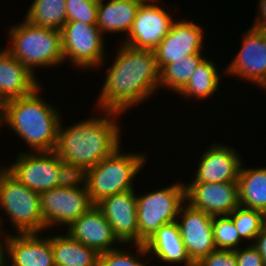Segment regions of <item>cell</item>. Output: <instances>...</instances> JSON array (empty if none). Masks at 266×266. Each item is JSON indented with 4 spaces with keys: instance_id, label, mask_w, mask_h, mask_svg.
<instances>
[{
    "instance_id": "44dd1931",
    "label": "cell",
    "mask_w": 266,
    "mask_h": 266,
    "mask_svg": "<svg viewBox=\"0 0 266 266\" xmlns=\"http://www.w3.org/2000/svg\"><path fill=\"white\" fill-rule=\"evenodd\" d=\"M144 246L150 256L162 263L195 266L187 255L176 221L163 225Z\"/></svg>"
},
{
    "instance_id": "83f0119b",
    "label": "cell",
    "mask_w": 266,
    "mask_h": 266,
    "mask_svg": "<svg viewBox=\"0 0 266 266\" xmlns=\"http://www.w3.org/2000/svg\"><path fill=\"white\" fill-rule=\"evenodd\" d=\"M243 240H252L260 233L266 224V214L262 211L238 206L229 214Z\"/></svg>"
},
{
    "instance_id": "9a60e30c",
    "label": "cell",
    "mask_w": 266,
    "mask_h": 266,
    "mask_svg": "<svg viewBox=\"0 0 266 266\" xmlns=\"http://www.w3.org/2000/svg\"><path fill=\"white\" fill-rule=\"evenodd\" d=\"M134 189L106 197L97 203L123 244H138L137 194Z\"/></svg>"
},
{
    "instance_id": "603a6c76",
    "label": "cell",
    "mask_w": 266,
    "mask_h": 266,
    "mask_svg": "<svg viewBox=\"0 0 266 266\" xmlns=\"http://www.w3.org/2000/svg\"><path fill=\"white\" fill-rule=\"evenodd\" d=\"M239 204L266 214V167L246 168L238 175Z\"/></svg>"
},
{
    "instance_id": "2e32d148",
    "label": "cell",
    "mask_w": 266,
    "mask_h": 266,
    "mask_svg": "<svg viewBox=\"0 0 266 266\" xmlns=\"http://www.w3.org/2000/svg\"><path fill=\"white\" fill-rule=\"evenodd\" d=\"M186 201L213 216L229 215L239 204L238 182L186 184Z\"/></svg>"
},
{
    "instance_id": "5b68a950",
    "label": "cell",
    "mask_w": 266,
    "mask_h": 266,
    "mask_svg": "<svg viewBox=\"0 0 266 266\" xmlns=\"http://www.w3.org/2000/svg\"><path fill=\"white\" fill-rule=\"evenodd\" d=\"M121 147L87 170L86 187L94 205L106 197L134 189V177L144 167L146 155L123 153Z\"/></svg>"
},
{
    "instance_id": "ac0fdd59",
    "label": "cell",
    "mask_w": 266,
    "mask_h": 266,
    "mask_svg": "<svg viewBox=\"0 0 266 266\" xmlns=\"http://www.w3.org/2000/svg\"><path fill=\"white\" fill-rule=\"evenodd\" d=\"M67 233L76 241L95 249L99 254L116 249L114 244L121 243L105 215L93 205L68 228Z\"/></svg>"
},
{
    "instance_id": "52a82bcc",
    "label": "cell",
    "mask_w": 266,
    "mask_h": 266,
    "mask_svg": "<svg viewBox=\"0 0 266 266\" xmlns=\"http://www.w3.org/2000/svg\"><path fill=\"white\" fill-rule=\"evenodd\" d=\"M138 244H144L163 225L176 221L186 203V186L182 182L136 196Z\"/></svg>"
},
{
    "instance_id": "9c48e42d",
    "label": "cell",
    "mask_w": 266,
    "mask_h": 266,
    "mask_svg": "<svg viewBox=\"0 0 266 266\" xmlns=\"http://www.w3.org/2000/svg\"><path fill=\"white\" fill-rule=\"evenodd\" d=\"M39 197L46 229L60 224L68 228L94 205L87 187H55L39 193Z\"/></svg>"
},
{
    "instance_id": "484cf974",
    "label": "cell",
    "mask_w": 266,
    "mask_h": 266,
    "mask_svg": "<svg viewBox=\"0 0 266 266\" xmlns=\"http://www.w3.org/2000/svg\"><path fill=\"white\" fill-rule=\"evenodd\" d=\"M25 20L37 26L61 31L67 23L66 0H34Z\"/></svg>"
},
{
    "instance_id": "836d02e7",
    "label": "cell",
    "mask_w": 266,
    "mask_h": 266,
    "mask_svg": "<svg viewBox=\"0 0 266 266\" xmlns=\"http://www.w3.org/2000/svg\"><path fill=\"white\" fill-rule=\"evenodd\" d=\"M235 257L238 266H266L263 257L252 243L244 249L235 250Z\"/></svg>"
},
{
    "instance_id": "ffe728a7",
    "label": "cell",
    "mask_w": 266,
    "mask_h": 266,
    "mask_svg": "<svg viewBox=\"0 0 266 266\" xmlns=\"http://www.w3.org/2000/svg\"><path fill=\"white\" fill-rule=\"evenodd\" d=\"M40 84L37 77L6 48L0 51V103L28 96Z\"/></svg>"
},
{
    "instance_id": "74e56055",
    "label": "cell",
    "mask_w": 266,
    "mask_h": 266,
    "mask_svg": "<svg viewBox=\"0 0 266 266\" xmlns=\"http://www.w3.org/2000/svg\"><path fill=\"white\" fill-rule=\"evenodd\" d=\"M3 124V103H0V127Z\"/></svg>"
},
{
    "instance_id": "d590c367",
    "label": "cell",
    "mask_w": 266,
    "mask_h": 266,
    "mask_svg": "<svg viewBox=\"0 0 266 266\" xmlns=\"http://www.w3.org/2000/svg\"><path fill=\"white\" fill-rule=\"evenodd\" d=\"M253 245L259 251V254L263 257L266 264V224L262 227L260 233L255 238Z\"/></svg>"
},
{
    "instance_id": "277c9868",
    "label": "cell",
    "mask_w": 266,
    "mask_h": 266,
    "mask_svg": "<svg viewBox=\"0 0 266 266\" xmlns=\"http://www.w3.org/2000/svg\"><path fill=\"white\" fill-rule=\"evenodd\" d=\"M6 49L35 74L36 67H53L65 62L61 31L34 25L27 20L9 27Z\"/></svg>"
},
{
    "instance_id": "b9f144b4",
    "label": "cell",
    "mask_w": 266,
    "mask_h": 266,
    "mask_svg": "<svg viewBox=\"0 0 266 266\" xmlns=\"http://www.w3.org/2000/svg\"><path fill=\"white\" fill-rule=\"evenodd\" d=\"M2 221H1V218H0V229H2L3 227H2Z\"/></svg>"
},
{
    "instance_id": "8d00e7d4",
    "label": "cell",
    "mask_w": 266,
    "mask_h": 266,
    "mask_svg": "<svg viewBox=\"0 0 266 266\" xmlns=\"http://www.w3.org/2000/svg\"><path fill=\"white\" fill-rule=\"evenodd\" d=\"M1 229H0V266H8V253H6L8 251V239H9V234L6 235L4 238L2 237L4 234H1ZM4 240H2V239ZM2 241H4L2 243ZM5 245V246H3ZM6 251V252H5Z\"/></svg>"
},
{
    "instance_id": "8fae6325",
    "label": "cell",
    "mask_w": 266,
    "mask_h": 266,
    "mask_svg": "<svg viewBox=\"0 0 266 266\" xmlns=\"http://www.w3.org/2000/svg\"><path fill=\"white\" fill-rule=\"evenodd\" d=\"M158 1L151 0L140 4L124 44L154 51L165 38L176 19L172 18L170 11L168 13V10H164Z\"/></svg>"
},
{
    "instance_id": "f35d334b",
    "label": "cell",
    "mask_w": 266,
    "mask_h": 266,
    "mask_svg": "<svg viewBox=\"0 0 266 266\" xmlns=\"http://www.w3.org/2000/svg\"><path fill=\"white\" fill-rule=\"evenodd\" d=\"M134 1H137V2H140V3H144V2H149L151 0H134Z\"/></svg>"
},
{
    "instance_id": "7c38bea8",
    "label": "cell",
    "mask_w": 266,
    "mask_h": 266,
    "mask_svg": "<svg viewBox=\"0 0 266 266\" xmlns=\"http://www.w3.org/2000/svg\"><path fill=\"white\" fill-rule=\"evenodd\" d=\"M178 217L176 222L185 250L195 265L216 250L213 240V217L187 202L181 207Z\"/></svg>"
},
{
    "instance_id": "1f68e13d",
    "label": "cell",
    "mask_w": 266,
    "mask_h": 266,
    "mask_svg": "<svg viewBox=\"0 0 266 266\" xmlns=\"http://www.w3.org/2000/svg\"><path fill=\"white\" fill-rule=\"evenodd\" d=\"M86 173L87 171L83 167L60 160L57 187H86Z\"/></svg>"
},
{
    "instance_id": "7bdbcfd3",
    "label": "cell",
    "mask_w": 266,
    "mask_h": 266,
    "mask_svg": "<svg viewBox=\"0 0 266 266\" xmlns=\"http://www.w3.org/2000/svg\"><path fill=\"white\" fill-rule=\"evenodd\" d=\"M55 266H68V265L55 264Z\"/></svg>"
},
{
    "instance_id": "4dcf8cb0",
    "label": "cell",
    "mask_w": 266,
    "mask_h": 266,
    "mask_svg": "<svg viewBox=\"0 0 266 266\" xmlns=\"http://www.w3.org/2000/svg\"><path fill=\"white\" fill-rule=\"evenodd\" d=\"M98 3L90 0H66L67 22L96 25Z\"/></svg>"
},
{
    "instance_id": "8992f818",
    "label": "cell",
    "mask_w": 266,
    "mask_h": 266,
    "mask_svg": "<svg viewBox=\"0 0 266 266\" xmlns=\"http://www.w3.org/2000/svg\"><path fill=\"white\" fill-rule=\"evenodd\" d=\"M0 208L11 220L17 233H42L47 230L40 207L39 193L29 189L0 168Z\"/></svg>"
},
{
    "instance_id": "3957f363",
    "label": "cell",
    "mask_w": 266,
    "mask_h": 266,
    "mask_svg": "<svg viewBox=\"0 0 266 266\" xmlns=\"http://www.w3.org/2000/svg\"><path fill=\"white\" fill-rule=\"evenodd\" d=\"M40 89L41 86L28 96L3 103V123L19 135L33 152L55 150L62 120L54 105H49L38 95Z\"/></svg>"
},
{
    "instance_id": "f1b7e54d",
    "label": "cell",
    "mask_w": 266,
    "mask_h": 266,
    "mask_svg": "<svg viewBox=\"0 0 266 266\" xmlns=\"http://www.w3.org/2000/svg\"><path fill=\"white\" fill-rule=\"evenodd\" d=\"M212 228L216 249L235 251L240 248L243 239L230 215L213 216Z\"/></svg>"
},
{
    "instance_id": "cb8c5ba5",
    "label": "cell",
    "mask_w": 266,
    "mask_h": 266,
    "mask_svg": "<svg viewBox=\"0 0 266 266\" xmlns=\"http://www.w3.org/2000/svg\"><path fill=\"white\" fill-rule=\"evenodd\" d=\"M54 252V263L68 266H97L99 253L79 241L68 233L66 235L51 236Z\"/></svg>"
},
{
    "instance_id": "d4e9b609",
    "label": "cell",
    "mask_w": 266,
    "mask_h": 266,
    "mask_svg": "<svg viewBox=\"0 0 266 266\" xmlns=\"http://www.w3.org/2000/svg\"><path fill=\"white\" fill-rule=\"evenodd\" d=\"M213 60L205 58L197 66L188 83L177 93L188 98L193 97L196 100L207 99L219 91L220 73L217 64ZM216 66V67H215Z\"/></svg>"
},
{
    "instance_id": "f546056e",
    "label": "cell",
    "mask_w": 266,
    "mask_h": 266,
    "mask_svg": "<svg viewBox=\"0 0 266 266\" xmlns=\"http://www.w3.org/2000/svg\"><path fill=\"white\" fill-rule=\"evenodd\" d=\"M136 253L131 254L127 248H116L99 254L97 266H146L145 260L139 257L148 256L144 244H134ZM125 249V251L123 250Z\"/></svg>"
},
{
    "instance_id": "7a4b0ae2",
    "label": "cell",
    "mask_w": 266,
    "mask_h": 266,
    "mask_svg": "<svg viewBox=\"0 0 266 266\" xmlns=\"http://www.w3.org/2000/svg\"><path fill=\"white\" fill-rule=\"evenodd\" d=\"M103 112L101 116H91L69 128L60 122L54 151L62 161L81 166L87 171L121 146L122 127L115 117H120L122 113Z\"/></svg>"
},
{
    "instance_id": "d6a6232c",
    "label": "cell",
    "mask_w": 266,
    "mask_h": 266,
    "mask_svg": "<svg viewBox=\"0 0 266 266\" xmlns=\"http://www.w3.org/2000/svg\"><path fill=\"white\" fill-rule=\"evenodd\" d=\"M195 266H238L235 251L219 250L212 251L201 259Z\"/></svg>"
},
{
    "instance_id": "d6986e66",
    "label": "cell",
    "mask_w": 266,
    "mask_h": 266,
    "mask_svg": "<svg viewBox=\"0 0 266 266\" xmlns=\"http://www.w3.org/2000/svg\"><path fill=\"white\" fill-rule=\"evenodd\" d=\"M7 253L8 266H55L51 236L42 238L39 233L10 234Z\"/></svg>"
},
{
    "instance_id": "60d3db41",
    "label": "cell",
    "mask_w": 266,
    "mask_h": 266,
    "mask_svg": "<svg viewBox=\"0 0 266 266\" xmlns=\"http://www.w3.org/2000/svg\"><path fill=\"white\" fill-rule=\"evenodd\" d=\"M90 1H93V2H96V3H100L102 0H90Z\"/></svg>"
},
{
    "instance_id": "4fadbf2b",
    "label": "cell",
    "mask_w": 266,
    "mask_h": 266,
    "mask_svg": "<svg viewBox=\"0 0 266 266\" xmlns=\"http://www.w3.org/2000/svg\"><path fill=\"white\" fill-rule=\"evenodd\" d=\"M241 43L240 50L223 73L261 87L266 80V30L249 28L243 34Z\"/></svg>"
},
{
    "instance_id": "6da1fadb",
    "label": "cell",
    "mask_w": 266,
    "mask_h": 266,
    "mask_svg": "<svg viewBox=\"0 0 266 266\" xmlns=\"http://www.w3.org/2000/svg\"><path fill=\"white\" fill-rule=\"evenodd\" d=\"M113 64L96 104L98 109L125 113L159 90L160 71L151 50L137 49L124 43L118 47Z\"/></svg>"
},
{
    "instance_id": "4316f807",
    "label": "cell",
    "mask_w": 266,
    "mask_h": 266,
    "mask_svg": "<svg viewBox=\"0 0 266 266\" xmlns=\"http://www.w3.org/2000/svg\"><path fill=\"white\" fill-rule=\"evenodd\" d=\"M201 53L187 55L186 58L167 65L160 72L159 87L178 93L188 83L197 66L205 59Z\"/></svg>"
},
{
    "instance_id": "e575fe53",
    "label": "cell",
    "mask_w": 266,
    "mask_h": 266,
    "mask_svg": "<svg viewBox=\"0 0 266 266\" xmlns=\"http://www.w3.org/2000/svg\"><path fill=\"white\" fill-rule=\"evenodd\" d=\"M257 17L252 28L266 30V0H259Z\"/></svg>"
},
{
    "instance_id": "30bf717a",
    "label": "cell",
    "mask_w": 266,
    "mask_h": 266,
    "mask_svg": "<svg viewBox=\"0 0 266 266\" xmlns=\"http://www.w3.org/2000/svg\"><path fill=\"white\" fill-rule=\"evenodd\" d=\"M60 158L53 151L20 152L15 162L4 168L29 189L41 193L57 187Z\"/></svg>"
},
{
    "instance_id": "ab89813d",
    "label": "cell",
    "mask_w": 266,
    "mask_h": 266,
    "mask_svg": "<svg viewBox=\"0 0 266 266\" xmlns=\"http://www.w3.org/2000/svg\"><path fill=\"white\" fill-rule=\"evenodd\" d=\"M261 86H262V88L265 89V91H266V80L262 83Z\"/></svg>"
},
{
    "instance_id": "e0dca14e",
    "label": "cell",
    "mask_w": 266,
    "mask_h": 266,
    "mask_svg": "<svg viewBox=\"0 0 266 266\" xmlns=\"http://www.w3.org/2000/svg\"><path fill=\"white\" fill-rule=\"evenodd\" d=\"M198 163L191 183L238 182L242 160L235 148L229 145L211 144Z\"/></svg>"
},
{
    "instance_id": "ba28073f",
    "label": "cell",
    "mask_w": 266,
    "mask_h": 266,
    "mask_svg": "<svg viewBox=\"0 0 266 266\" xmlns=\"http://www.w3.org/2000/svg\"><path fill=\"white\" fill-rule=\"evenodd\" d=\"M62 49L64 60L75 67L85 69L99 68L105 60V38L97 25L83 22H67L62 30ZM105 55V56H104Z\"/></svg>"
},
{
    "instance_id": "7402d4cb",
    "label": "cell",
    "mask_w": 266,
    "mask_h": 266,
    "mask_svg": "<svg viewBox=\"0 0 266 266\" xmlns=\"http://www.w3.org/2000/svg\"><path fill=\"white\" fill-rule=\"evenodd\" d=\"M102 0L98 3L96 25L104 35L107 33H129L140 2L134 0Z\"/></svg>"
},
{
    "instance_id": "5bb4252c",
    "label": "cell",
    "mask_w": 266,
    "mask_h": 266,
    "mask_svg": "<svg viewBox=\"0 0 266 266\" xmlns=\"http://www.w3.org/2000/svg\"><path fill=\"white\" fill-rule=\"evenodd\" d=\"M203 31L193 21L175 20L168 34L154 50L159 71L187 55L202 52Z\"/></svg>"
}]
</instances>
